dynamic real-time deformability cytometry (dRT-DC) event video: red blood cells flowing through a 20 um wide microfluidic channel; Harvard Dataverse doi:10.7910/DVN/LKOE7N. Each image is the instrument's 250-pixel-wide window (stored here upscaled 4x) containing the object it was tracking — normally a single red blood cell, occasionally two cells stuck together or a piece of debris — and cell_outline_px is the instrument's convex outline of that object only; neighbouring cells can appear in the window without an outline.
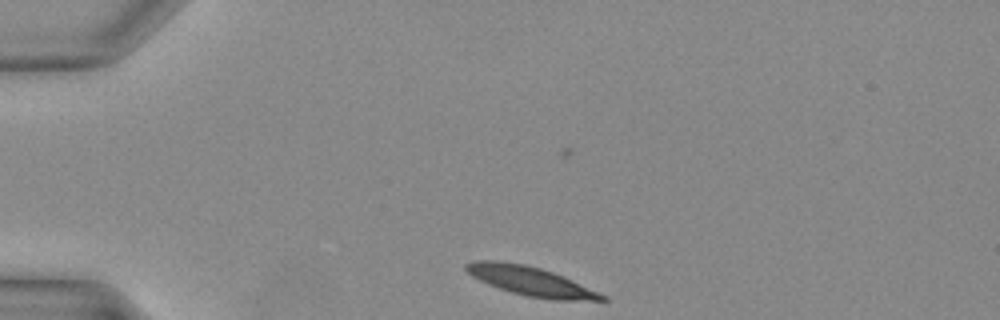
{"species": "Egyptian fruit bat (a non-hibernating species)", "species_latin": "Rousettus aegyptiacus", "temperature_condition": "warm", "stored_images_in_passage": 27, "camera_frame_rate_fps": 3000, "um_per_image_px": 0.085, "animal": {"sex": "female"}, "frame": {"image": 1, "passage_image": 1, "time_ms": 0.0, "image_size_px": [1000, 320], "cell_outline_px": [[608, 300], [552, 300], [524, 296], [488, 284], [472, 276], [464, 268], [464, 264], [476, 260], [496, 260], [524, 264], [540, 268], [552, 272], [608, 296]], "centroid_in_image_um": [45.08, 23.9], "position_along_channel_um": 39.9, "area_um2": 22.83}}
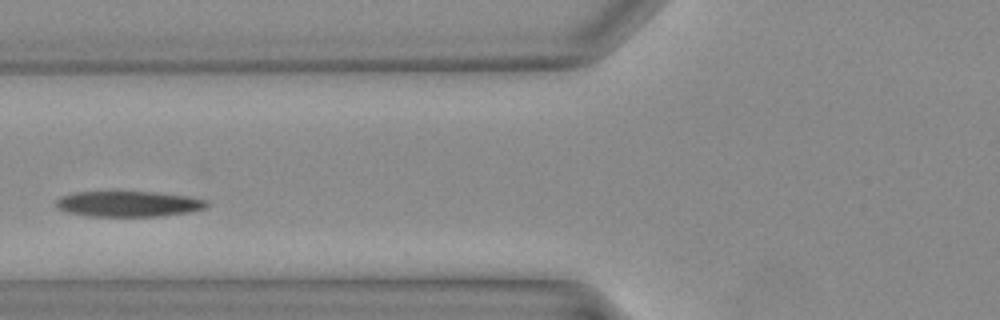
{"frame": {"image": 2, "passage_image": 8, "time_ms": 2.333, "image_size_px": [1000, 320], "cell_outline_px": [[208, 208], [192, 212], [160, 216], [88, 216], [68, 212], [56, 208], [56, 200], [60, 196], [72, 192], [156, 192], [188, 196], [208, 200]], "centroid_in_image_um": [10.95, 17.33], "position_along_channel_um": 114.8, "area_um2": 22.72}}
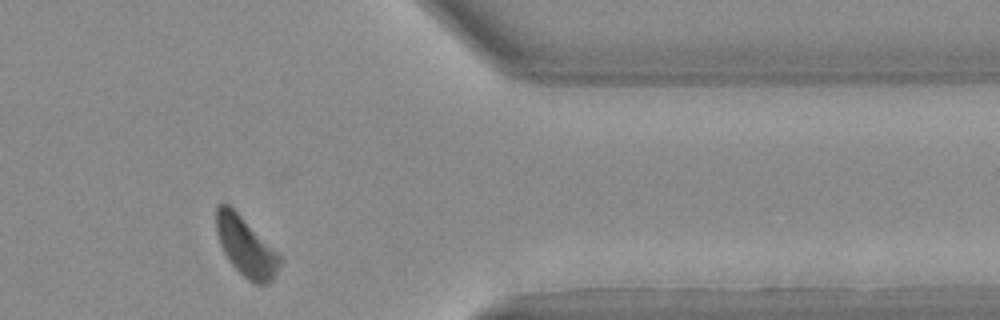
{"frame": {"image": 3, "passage_image": 25, "time_ms": 8.0, "image_size_px": [1000, 320], "cell_outline_px": [[284, 260], [272, 280], [264, 284], [256, 284], [248, 280], [232, 264], [224, 252], [220, 244], [216, 232], [216, 208], [220, 204], [228, 204]], "centroid_in_image_um": [20.9, 21.0], "position_along_channel_um": 390.5, "area_um2": 21.21}}